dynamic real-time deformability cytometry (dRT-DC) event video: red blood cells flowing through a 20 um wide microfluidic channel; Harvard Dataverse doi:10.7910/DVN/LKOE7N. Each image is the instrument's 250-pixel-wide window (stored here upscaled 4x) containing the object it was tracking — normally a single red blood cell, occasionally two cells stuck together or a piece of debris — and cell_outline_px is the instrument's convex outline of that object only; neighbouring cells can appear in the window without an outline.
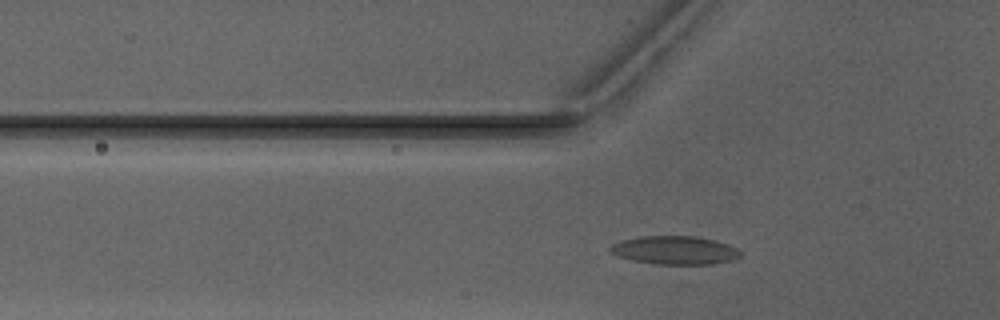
{"species": "Egyptian fruit bat (a non-hibernating species)", "species_latin": "Rousettus aegyptiacus", "temperature_condition": "warm", "stored_images_in_passage": 30, "camera_frame_rate_fps": 3000, "um_per_image_px": 0.085, "animal": {"sex": "male"}, "frame": {"image": 1, "passage_image": 6, "time_ms": 1.667, "image_size_px": [1000, 320], "cell_outline_px": [[744, 252], [736, 260], [712, 264], [656, 264], [632, 260], [620, 256], [612, 252], [608, 248], [612, 244], [620, 240], [640, 236], [696, 236], [716, 240], [736, 248]], "centroid_in_image_um": [57.4, 21.26], "position_along_channel_um": 68.4, "area_um2": 21.68}}
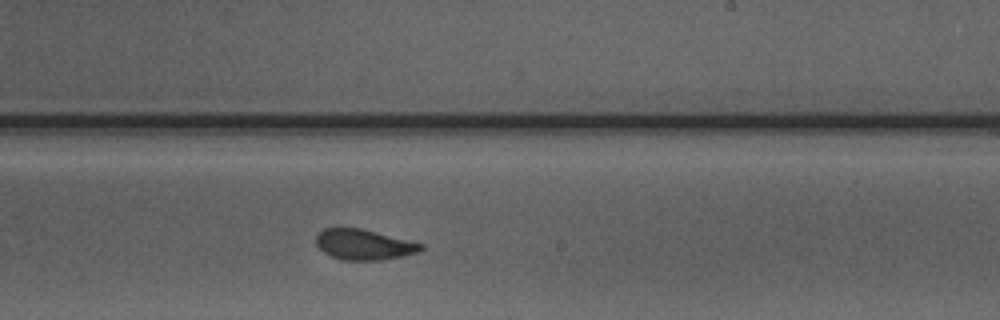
{"frame": {"image": 2, "passage_image": 20, "time_ms": 6.333, "image_size_px": [1000, 320], "cell_outline_px": [[424, 248], [416, 252], [404, 256], [384, 260], [344, 260], [332, 256], [324, 252], [316, 244], [316, 236], [324, 228], [360, 228], [424, 244]], "centroid_in_image_um": [30.94, 20.79], "position_along_channel_um": 258.1, "area_um2": 18.44}}
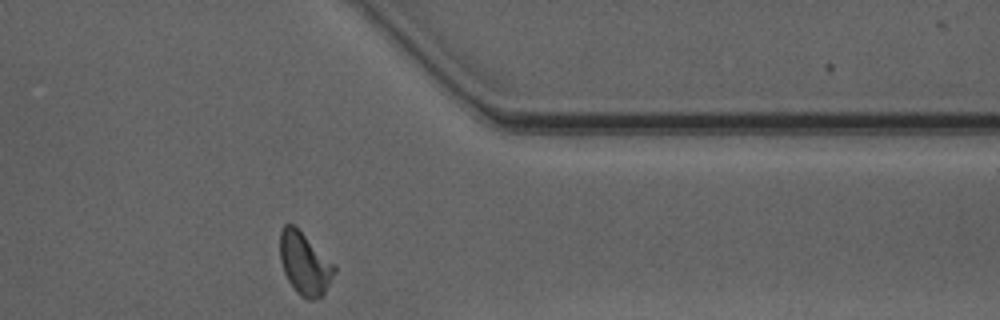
{"frame": {"image": 3, "passage_image": 30, "time_ms": 9.667, "image_size_px": [1000, 320], "cell_outline_px": [[336, 272], [324, 292], [316, 300], [308, 300], [300, 296], [296, 292], [288, 280], [284, 272], [280, 260], [280, 232], [284, 224], [292, 224], [336, 264]], "centroid_in_image_um": [25.9, 22.42], "position_along_channel_um": 385.5, "area_um2": 19.71}, "authors_computed_cell_mechanics": {"area_um2": 19.363, "velocity_mm_per_s": 4.0902, "shape_relaxation_time_tau1_ms": 4.5717, "shape_relaxation_time_tau2_ms": 1.2818, "deformation_change_tau1": 0.1372, "deformation_change_tau2": 0.0634}}